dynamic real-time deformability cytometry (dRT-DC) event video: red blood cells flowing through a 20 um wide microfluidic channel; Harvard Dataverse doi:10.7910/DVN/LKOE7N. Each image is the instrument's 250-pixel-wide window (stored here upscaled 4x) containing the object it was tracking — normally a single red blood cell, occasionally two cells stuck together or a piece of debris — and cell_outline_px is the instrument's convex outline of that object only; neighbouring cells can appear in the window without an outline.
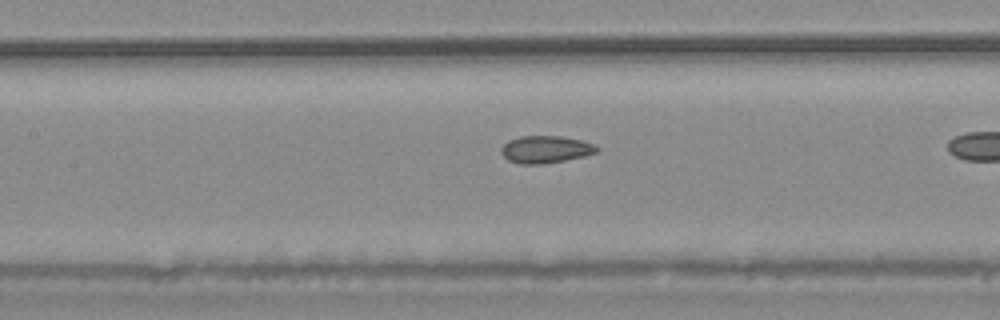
{"species": "common noctule bat (a hibernating species)", "species_latin": "Nyctalus noctula", "temperature_condition": "warm", "stored_images_in_passage": 30, "camera_frame_rate_fps": 3000, "um_per_image_px": 0.085, "animal": {"sex": "male", "body_mass_g": 20.4}, "frame": {"image": 1, "passage_image": 13, "time_ms": 4.0, "image_size_px": [1000, 320], "cell_outline_px": [[600, 148], [596, 152], [584, 156], [544, 164], [520, 164], [508, 160], [500, 152], [500, 148], [508, 140], [520, 136], [560, 136], [580, 140], [592, 144]], "centroid_in_image_um": [46.33, 12.7], "position_along_channel_um": 161.1, "area_um2": 15.14}}